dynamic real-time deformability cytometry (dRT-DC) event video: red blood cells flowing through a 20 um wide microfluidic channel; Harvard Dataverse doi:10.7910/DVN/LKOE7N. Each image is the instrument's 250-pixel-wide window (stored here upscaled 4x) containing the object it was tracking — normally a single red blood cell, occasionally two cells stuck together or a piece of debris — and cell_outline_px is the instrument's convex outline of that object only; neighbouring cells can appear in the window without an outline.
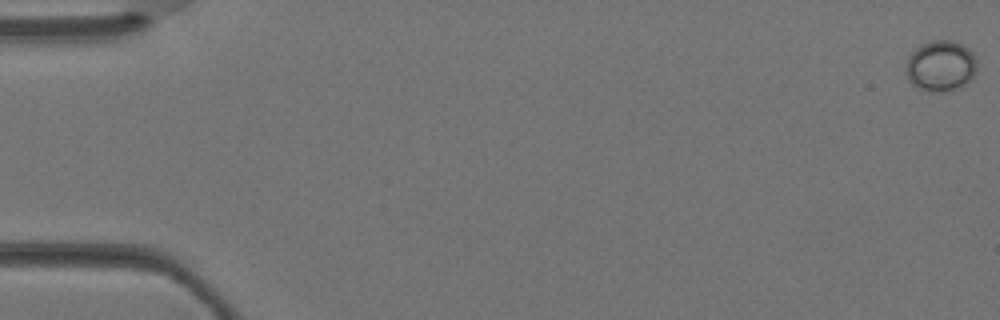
{"species": "Egyptian fruit bat (a non-hibernating species)", "species_latin": "Rousettus aegyptiacus", "temperature_condition": "warm", "stored_images_in_passage": 3, "camera_frame_rate_fps": 3000, "um_per_image_px": 0.085, "animal": {"sex": "female"}, "frame": {"image": 1, "passage_image": 1, "time_ms": 0.0, "image_size_px": [1000, 320], "cell_outline_px": [[976, 68], [972, 80], [960, 88], [952, 92], [928, 92], [916, 88], [908, 80], [904, 72], [904, 68], [908, 56], [920, 44], [932, 40], [952, 40], [968, 48], [972, 52], [976, 60]], "centroid_in_image_um": [79.93, 5.64], "position_along_channel_um": 5.1, "area_um2": 21.73}}
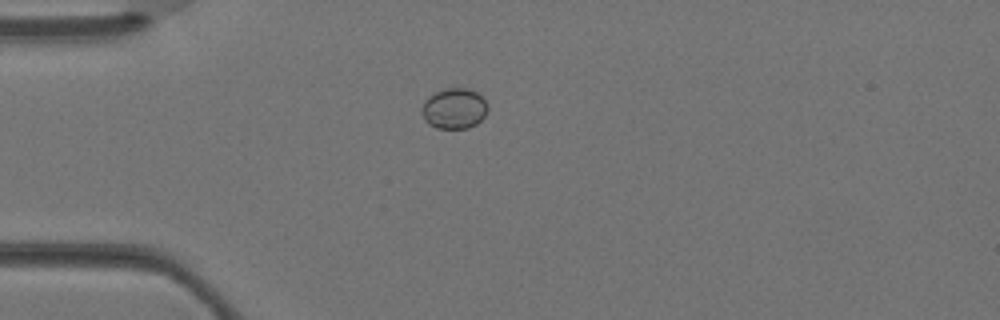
{"frame": {"image": 2, "passage_image": 3, "time_ms": 0.667, "image_size_px": [1000, 320], "cell_outline_px": [[488, 108], [484, 116], [476, 124], [468, 128], [436, 128], [428, 124], [424, 120], [420, 112], [420, 108], [424, 100], [428, 96], [444, 88], [468, 88], [476, 92], [484, 100]], "centroid_in_image_um": [38.55, 9.22], "position_along_channel_um": 46.5, "area_um2": 15.72}}